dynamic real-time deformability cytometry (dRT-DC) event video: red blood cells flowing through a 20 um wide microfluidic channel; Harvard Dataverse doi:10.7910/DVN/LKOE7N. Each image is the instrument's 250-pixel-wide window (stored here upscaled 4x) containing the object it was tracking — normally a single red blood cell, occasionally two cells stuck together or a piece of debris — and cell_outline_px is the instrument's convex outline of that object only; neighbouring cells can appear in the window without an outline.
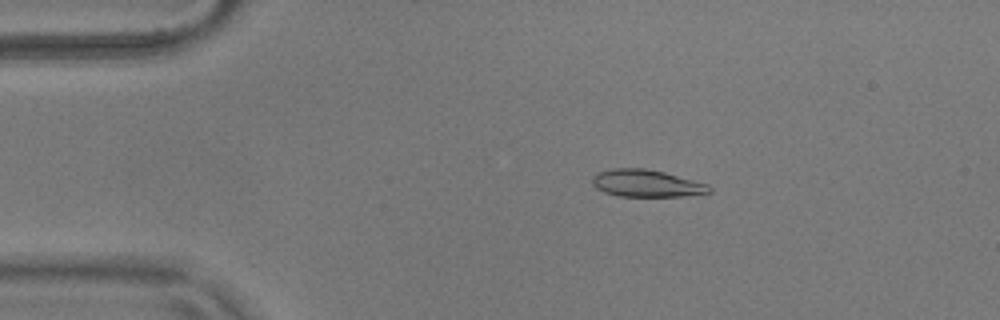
{"species": "common noctule bat (a hibernating species)", "species_latin": "Nyctalus noctula", "temperature_condition": "warm", "stored_images_in_passage": 54, "camera_frame_rate_fps": 3000, "um_per_image_px": 0.085, "animal": {"sex": "male", "body_mass_g": 17.9}, "frame": {"image": 1, "passage_image": 10, "time_ms": 3.0, "image_size_px": [1000, 320], "cell_outline_px": [[712, 192], [680, 196], [620, 196], [604, 192], [596, 188], [592, 184], [592, 176], [600, 172], [612, 168], [644, 168], [664, 172], [708, 184], [712, 188]], "centroid_in_image_um": [54.94, 15.58], "position_along_channel_um": 30.1, "area_um2": 18.44}}
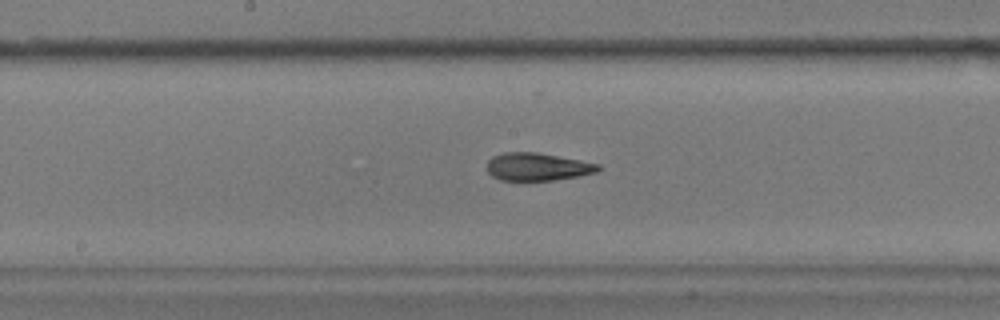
{"frame": {"image": 2, "passage_image": 28, "time_ms": 9.0, "image_size_px": [1000, 320], "cell_outline_px": [[600, 168], [596, 172], [580, 176], [552, 180], [500, 180], [492, 176], [488, 172], [488, 160], [492, 156], [504, 152], [536, 152], [580, 160], [600, 164]], "centroid_in_image_um": [45.67, 14.17], "position_along_channel_um": 202.5, "area_um2": 17.92}}
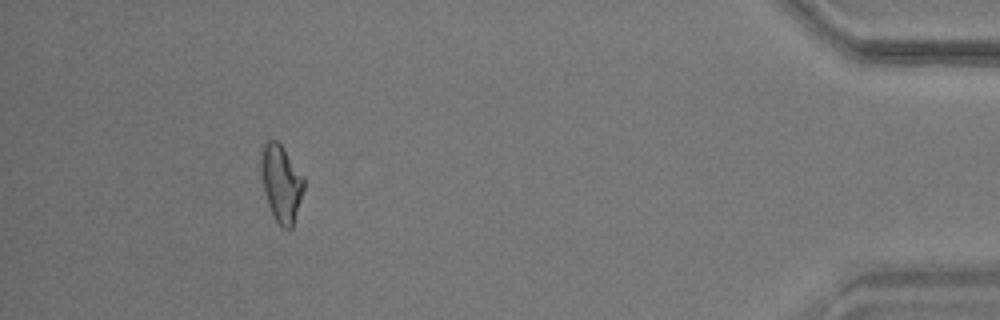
{"frame": {"image": 3, "passage_image": 50, "time_ms": 16.333, "image_size_px": [1000, 320], "cell_outline_px": [[304, 188], [292, 228], [288, 232], [276, 220], [268, 204], [260, 172], [260, 148], [264, 140], [276, 140], [284, 148], [304, 176]], "centroid_in_image_um": [23.88, 15.51], "position_along_channel_um": 411.3, "area_um2": 19.36}, "authors_computed_cell_mechanics": {"area_um2": 18.6694, "velocity_mm_per_s": 3.6732, "shape_relaxation_time_tau1_ms": 6.4162, "shape_relaxation_time_tau2_ms": 1.9726, "deformation_change_tau1": 0.2083, "deformation_change_tau2": 0.076}}